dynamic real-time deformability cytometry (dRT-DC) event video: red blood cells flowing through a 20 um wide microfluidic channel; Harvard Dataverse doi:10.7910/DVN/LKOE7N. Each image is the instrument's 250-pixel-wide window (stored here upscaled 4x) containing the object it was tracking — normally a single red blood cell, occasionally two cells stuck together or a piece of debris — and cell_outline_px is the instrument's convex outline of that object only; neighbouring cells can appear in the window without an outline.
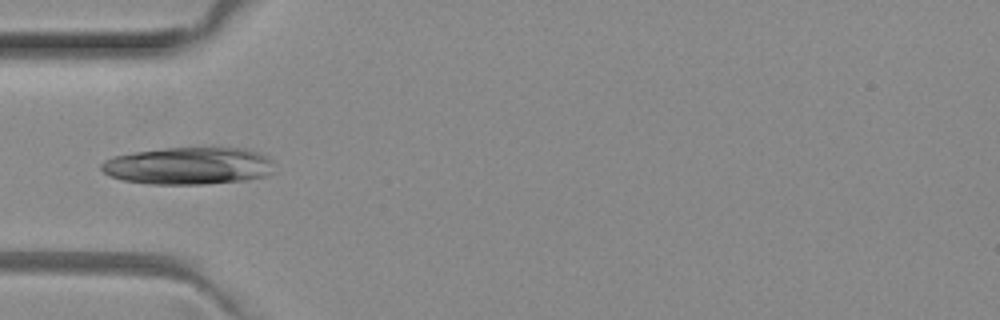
{"species": "common noctule bat (a hibernating species)", "species_latin": "Nyctalus noctula", "temperature_condition": "room temperature", "stored_images_in_passage": 5, "camera_frame_rate_fps": 3000, "um_per_image_px": 0.085, "animal": {"sex": "female", "body_mass_g": 29.2, "forearm_length_mm": 56.3}, "frame": {"image": 1, "passage_image": 4, "time_ms": 1.0, "image_size_px": [1000, 320], "cell_outline_px": [[272, 160], [268, 172], [264, 176], [244, 180], [204, 184], [148, 184], [124, 180], [112, 176], [104, 172], [100, 168], [100, 164], [104, 160], [112, 156], [136, 152], [164, 148], [244, 148], [260, 152], [268, 156]], "centroid_in_image_um": [15.98, 14.09], "position_along_channel_um": 69.0, "area_um2": 37.34}}
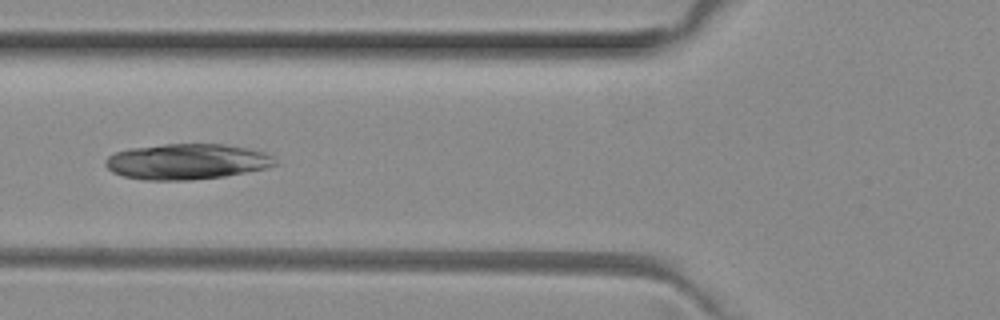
{"frame": {"image": 2, "passage_image": 5, "time_ms": 1.333, "image_size_px": [1000, 320], "cell_outline_px": [[280, 164], [264, 168], [224, 176], [192, 180], [144, 180], [124, 176], [112, 172], [104, 164], [104, 160], [108, 156], [116, 152], [132, 148], [164, 144], [224, 144], [248, 148], [268, 152]], "centroid_in_image_um": [15.9, 13.73], "position_along_channel_um": 109.9, "area_um2": 35.32}}